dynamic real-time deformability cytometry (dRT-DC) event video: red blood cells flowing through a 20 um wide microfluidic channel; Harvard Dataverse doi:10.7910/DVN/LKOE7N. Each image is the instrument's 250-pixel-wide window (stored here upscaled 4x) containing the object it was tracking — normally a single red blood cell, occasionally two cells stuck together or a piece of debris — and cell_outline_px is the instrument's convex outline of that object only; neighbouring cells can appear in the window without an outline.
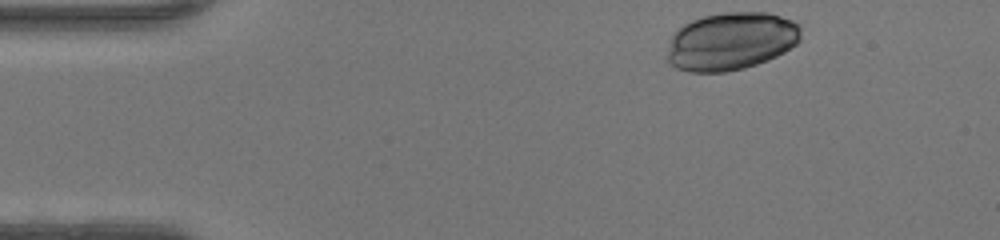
{"species": "human", "species_latin": "Homo sapiens", "temperature_condition": "warm", "stored_images_in_passage": 35, "camera_frame_rate_fps": 3000, "um_per_image_px": 0.085, "donor": {"sex": "female"}, "frame": {"image": 1, "passage_image": 1, "time_ms": 0.0, "image_size_px": [1000, 240], "cell_outline_px": [[800, 40], [796, 44], [784, 52], [768, 60], [744, 68], [724, 72], [688, 72], [676, 68], [668, 60], [668, 52], [672, 36], [684, 24], [700, 16], [724, 12], [768, 12], [792, 20], [800, 28]], "centroid_in_image_um": [62.15, 3.5], "position_along_channel_um": 22.9, "area_um2": 44.97}}
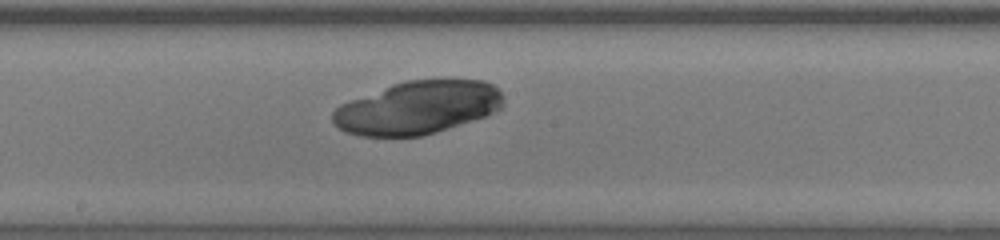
{"frame": {"image": 2, "passage_image": 20, "time_ms": 6.333, "image_size_px": [1000, 240], "cell_outline_px": [[504, 104], [496, 112], [484, 116], [420, 136], [360, 136], [344, 132], [332, 120], [332, 112], [340, 104], [392, 84], [404, 80], [484, 80], [492, 84], [504, 96]], "centroid_in_image_um": [35.49, 9.14], "position_along_channel_um": 212.7, "area_um2": 52.31}}
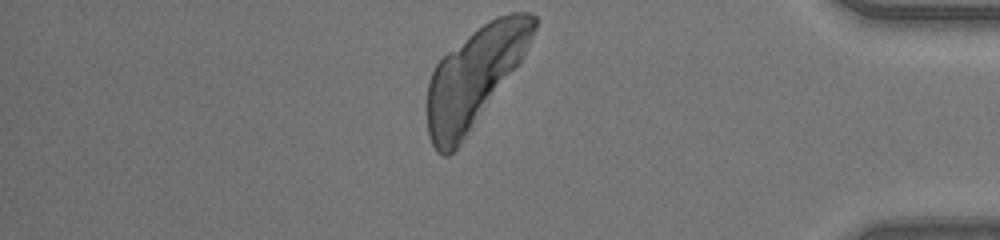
{"frame": {"image": 3, "passage_image": 35, "time_ms": 11.333, "image_size_px": [1000, 240], "cell_outline_px": [[536, 28], [524, 56], [460, 144], [448, 156], [444, 156], [436, 152], [428, 136], [428, 80], [436, 64], [448, 52], [472, 32], [488, 20], [496, 16], [512, 12], [532, 12], [536, 16]], "centroid_in_image_um": [40.34, 6.52], "position_along_channel_um": 394.9, "area_um2": 60.34}}